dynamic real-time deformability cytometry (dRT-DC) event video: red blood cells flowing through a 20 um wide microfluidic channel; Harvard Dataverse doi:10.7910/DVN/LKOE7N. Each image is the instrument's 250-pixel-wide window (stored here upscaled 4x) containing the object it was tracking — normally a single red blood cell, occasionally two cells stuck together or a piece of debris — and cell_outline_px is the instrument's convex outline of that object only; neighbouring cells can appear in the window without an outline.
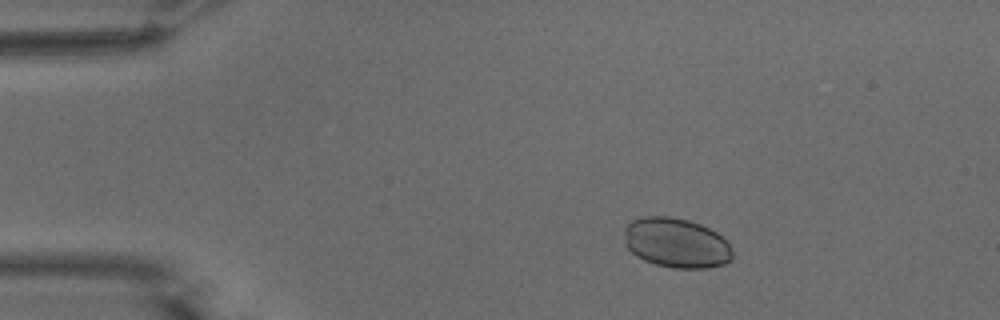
{"species": "common noctule bat (a hibernating species)", "species_latin": "Nyctalus noctula", "temperature_condition": "warm", "stored_images_in_passage": 46, "camera_frame_rate_fps": 3000, "um_per_image_px": 0.085, "animal": {"sex": "male", "body_mass_g": 15.6}, "frame": {"image": 1, "passage_image": 1, "time_ms": 0.0, "image_size_px": [1000, 320], "cell_outline_px": [[732, 260], [724, 264], [708, 268], [672, 268], [656, 264], [644, 260], [636, 256], [624, 244], [624, 228], [632, 220], [644, 216], [668, 216], [688, 220], [700, 224], [716, 232], [728, 244], [732, 252]], "centroid_in_image_um": [57.45, 20.65], "position_along_channel_um": 27.5, "area_um2": 31.44}}
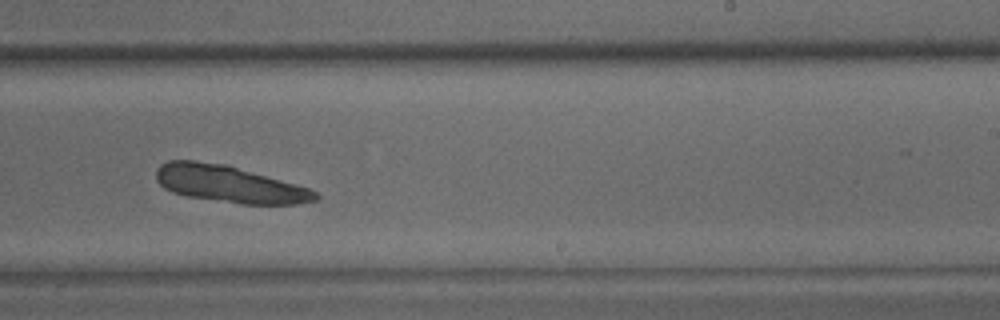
{"frame": {"image": 2, "passage_image": 26, "time_ms": 8.333, "image_size_px": [1000, 320], "cell_outline_px": [[320, 200], [296, 204], [240, 204], [188, 196], [172, 192], [164, 188], [156, 180], [156, 168], [160, 164], [168, 160], [196, 160], [224, 164], [308, 188], [316, 192], [320, 196]], "centroid_in_image_um": [19.45, 15.65], "position_along_channel_um": 269.5, "area_um2": 34.04}}
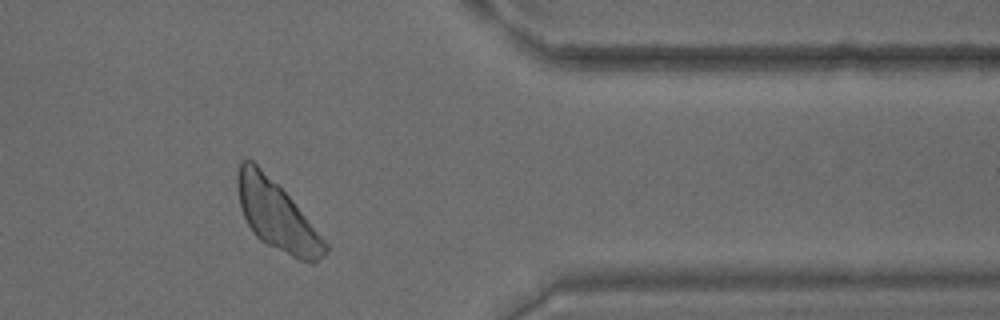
{"frame": {"image": 3, "passage_image": 37, "time_ms": 12.0, "image_size_px": [1000, 320], "cell_outline_px": [[328, 252], [324, 256], [312, 264], [300, 260], [260, 240], [252, 232], [244, 216], [240, 204], [236, 188], [236, 176], [240, 160], [252, 160], [292, 200], [328, 244]], "centroid_in_image_um": [23.51, 18.33], "position_along_channel_um": 387.9, "area_um2": 34.68}}